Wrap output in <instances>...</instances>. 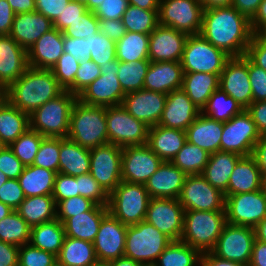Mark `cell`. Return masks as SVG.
Listing matches in <instances>:
<instances>
[{
  "instance_id": "1",
  "label": "cell",
  "mask_w": 266,
  "mask_h": 266,
  "mask_svg": "<svg viewBox=\"0 0 266 266\" xmlns=\"http://www.w3.org/2000/svg\"><path fill=\"white\" fill-rule=\"evenodd\" d=\"M200 34L230 57L245 55L254 35L250 20L232 5L203 11Z\"/></svg>"
},
{
  "instance_id": "2",
  "label": "cell",
  "mask_w": 266,
  "mask_h": 266,
  "mask_svg": "<svg viewBox=\"0 0 266 266\" xmlns=\"http://www.w3.org/2000/svg\"><path fill=\"white\" fill-rule=\"evenodd\" d=\"M63 91L51 69L28 67L25 73L7 88L6 99L30 115Z\"/></svg>"
},
{
  "instance_id": "3",
  "label": "cell",
  "mask_w": 266,
  "mask_h": 266,
  "mask_svg": "<svg viewBox=\"0 0 266 266\" xmlns=\"http://www.w3.org/2000/svg\"><path fill=\"white\" fill-rule=\"evenodd\" d=\"M67 138L89 149L107 144L106 107L86 105L77 99L71 110Z\"/></svg>"
},
{
  "instance_id": "4",
  "label": "cell",
  "mask_w": 266,
  "mask_h": 266,
  "mask_svg": "<svg viewBox=\"0 0 266 266\" xmlns=\"http://www.w3.org/2000/svg\"><path fill=\"white\" fill-rule=\"evenodd\" d=\"M226 223L225 211H185L180 241L201 253L210 252Z\"/></svg>"
},
{
  "instance_id": "5",
  "label": "cell",
  "mask_w": 266,
  "mask_h": 266,
  "mask_svg": "<svg viewBox=\"0 0 266 266\" xmlns=\"http://www.w3.org/2000/svg\"><path fill=\"white\" fill-rule=\"evenodd\" d=\"M77 96L64 90L30 114V128L44 137L65 138Z\"/></svg>"
},
{
  "instance_id": "6",
  "label": "cell",
  "mask_w": 266,
  "mask_h": 266,
  "mask_svg": "<svg viewBox=\"0 0 266 266\" xmlns=\"http://www.w3.org/2000/svg\"><path fill=\"white\" fill-rule=\"evenodd\" d=\"M171 242L169 237L143 220L127 226L124 256L143 266H153Z\"/></svg>"
},
{
  "instance_id": "7",
  "label": "cell",
  "mask_w": 266,
  "mask_h": 266,
  "mask_svg": "<svg viewBox=\"0 0 266 266\" xmlns=\"http://www.w3.org/2000/svg\"><path fill=\"white\" fill-rule=\"evenodd\" d=\"M150 196L144 184L121 183L109 194L108 211L122 224L145 220Z\"/></svg>"
},
{
  "instance_id": "8",
  "label": "cell",
  "mask_w": 266,
  "mask_h": 266,
  "mask_svg": "<svg viewBox=\"0 0 266 266\" xmlns=\"http://www.w3.org/2000/svg\"><path fill=\"white\" fill-rule=\"evenodd\" d=\"M229 58V55L213 46L201 34H195L187 37L180 63L184 73H212L220 76Z\"/></svg>"
},
{
  "instance_id": "9",
  "label": "cell",
  "mask_w": 266,
  "mask_h": 266,
  "mask_svg": "<svg viewBox=\"0 0 266 266\" xmlns=\"http://www.w3.org/2000/svg\"><path fill=\"white\" fill-rule=\"evenodd\" d=\"M108 143L121 148L147 144L149 127L135 119L122 105L106 107Z\"/></svg>"
},
{
  "instance_id": "10",
  "label": "cell",
  "mask_w": 266,
  "mask_h": 266,
  "mask_svg": "<svg viewBox=\"0 0 266 266\" xmlns=\"http://www.w3.org/2000/svg\"><path fill=\"white\" fill-rule=\"evenodd\" d=\"M101 75L94 80L77 99L90 106L121 105L126 95L118 80L119 61L117 59L100 66Z\"/></svg>"
},
{
  "instance_id": "11",
  "label": "cell",
  "mask_w": 266,
  "mask_h": 266,
  "mask_svg": "<svg viewBox=\"0 0 266 266\" xmlns=\"http://www.w3.org/2000/svg\"><path fill=\"white\" fill-rule=\"evenodd\" d=\"M159 24L189 35L200 34L203 8L199 0H159Z\"/></svg>"
},
{
  "instance_id": "12",
  "label": "cell",
  "mask_w": 266,
  "mask_h": 266,
  "mask_svg": "<svg viewBox=\"0 0 266 266\" xmlns=\"http://www.w3.org/2000/svg\"><path fill=\"white\" fill-rule=\"evenodd\" d=\"M254 241L253 227L226 223L211 252L220 258L249 265Z\"/></svg>"
},
{
  "instance_id": "13",
  "label": "cell",
  "mask_w": 266,
  "mask_h": 266,
  "mask_svg": "<svg viewBox=\"0 0 266 266\" xmlns=\"http://www.w3.org/2000/svg\"><path fill=\"white\" fill-rule=\"evenodd\" d=\"M89 173L110 194L122 181V148L111 143L91 148Z\"/></svg>"
},
{
  "instance_id": "14",
  "label": "cell",
  "mask_w": 266,
  "mask_h": 266,
  "mask_svg": "<svg viewBox=\"0 0 266 266\" xmlns=\"http://www.w3.org/2000/svg\"><path fill=\"white\" fill-rule=\"evenodd\" d=\"M178 201L185 211H225V195L201 174L187 175Z\"/></svg>"
},
{
  "instance_id": "15",
  "label": "cell",
  "mask_w": 266,
  "mask_h": 266,
  "mask_svg": "<svg viewBox=\"0 0 266 266\" xmlns=\"http://www.w3.org/2000/svg\"><path fill=\"white\" fill-rule=\"evenodd\" d=\"M261 135L251 115L244 109L229 121L224 122L221 136V151L237 153L240 156L252 154L254 145Z\"/></svg>"
},
{
  "instance_id": "16",
  "label": "cell",
  "mask_w": 266,
  "mask_h": 266,
  "mask_svg": "<svg viewBox=\"0 0 266 266\" xmlns=\"http://www.w3.org/2000/svg\"><path fill=\"white\" fill-rule=\"evenodd\" d=\"M227 223L255 227L266 217V197L262 190L225 196Z\"/></svg>"
},
{
  "instance_id": "17",
  "label": "cell",
  "mask_w": 266,
  "mask_h": 266,
  "mask_svg": "<svg viewBox=\"0 0 266 266\" xmlns=\"http://www.w3.org/2000/svg\"><path fill=\"white\" fill-rule=\"evenodd\" d=\"M185 210L178 199L151 198L145 221L172 241H180L184 229Z\"/></svg>"
},
{
  "instance_id": "18",
  "label": "cell",
  "mask_w": 266,
  "mask_h": 266,
  "mask_svg": "<svg viewBox=\"0 0 266 266\" xmlns=\"http://www.w3.org/2000/svg\"><path fill=\"white\" fill-rule=\"evenodd\" d=\"M219 88L232 97L243 109L252 103L248 58L230 57L219 76Z\"/></svg>"
},
{
  "instance_id": "19",
  "label": "cell",
  "mask_w": 266,
  "mask_h": 266,
  "mask_svg": "<svg viewBox=\"0 0 266 266\" xmlns=\"http://www.w3.org/2000/svg\"><path fill=\"white\" fill-rule=\"evenodd\" d=\"M127 225L108 212L93 241L98 262L108 263L124 256Z\"/></svg>"
},
{
  "instance_id": "20",
  "label": "cell",
  "mask_w": 266,
  "mask_h": 266,
  "mask_svg": "<svg viewBox=\"0 0 266 266\" xmlns=\"http://www.w3.org/2000/svg\"><path fill=\"white\" fill-rule=\"evenodd\" d=\"M163 161L147 146L122 148V181L145 184Z\"/></svg>"
},
{
  "instance_id": "21",
  "label": "cell",
  "mask_w": 266,
  "mask_h": 266,
  "mask_svg": "<svg viewBox=\"0 0 266 266\" xmlns=\"http://www.w3.org/2000/svg\"><path fill=\"white\" fill-rule=\"evenodd\" d=\"M187 37L188 35L183 32L159 24L149 34V61L180 62Z\"/></svg>"
},
{
  "instance_id": "22",
  "label": "cell",
  "mask_w": 266,
  "mask_h": 266,
  "mask_svg": "<svg viewBox=\"0 0 266 266\" xmlns=\"http://www.w3.org/2000/svg\"><path fill=\"white\" fill-rule=\"evenodd\" d=\"M166 99L167 94L141 89L126 94L121 105L135 119L151 127L159 123Z\"/></svg>"
},
{
  "instance_id": "23",
  "label": "cell",
  "mask_w": 266,
  "mask_h": 266,
  "mask_svg": "<svg viewBox=\"0 0 266 266\" xmlns=\"http://www.w3.org/2000/svg\"><path fill=\"white\" fill-rule=\"evenodd\" d=\"M200 113L201 110L183 89L174 90L167 94L165 108L157 125L186 131Z\"/></svg>"
},
{
  "instance_id": "24",
  "label": "cell",
  "mask_w": 266,
  "mask_h": 266,
  "mask_svg": "<svg viewBox=\"0 0 266 266\" xmlns=\"http://www.w3.org/2000/svg\"><path fill=\"white\" fill-rule=\"evenodd\" d=\"M27 50L10 35L0 36V83L7 89L28 68Z\"/></svg>"
},
{
  "instance_id": "25",
  "label": "cell",
  "mask_w": 266,
  "mask_h": 266,
  "mask_svg": "<svg viewBox=\"0 0 266 266\" xmlns=\"http://www.w3.org/2000/svg\"><path fill=\"white\" fill-rule=\"evenodd\" d=\"M186 177L171 161H163L144 186L150 198L178 199Z\"/></svg>"
},
{
  "instance_id": "26",
  "label": "cell",
  "mask_w": 266,
  "mask_h": 266,
  "mask_svg": "<svg viewBox=\"0 0 266 266\" xmlns=\"http://www.w3.org/2000/svg\"><path fill=\"white\" fill-rule=\"evenodd\" d=\"M184 71L180 62H151L143 89L168 94L182 88Z\"/></svg>"
},
{
  "instance_id": "27",
  "label": "cell",
  "mask_w": 266,
  "mask_h": 266,
  "mask_svg": "<svg viewBox=\"0 0 266 266\" xmlns=\"http://www.w3.org/2000/svg\"><path fill=\"white\" fill-rule=\"evenodd\" d=\"M53 22L37 11L16 14L10 36L27 51L46 32L53 29Z\"/></svg>"
},
{
  "instance_id": "28",
  "label": "cell",
  "mask_w": 266,
  "mask_h": 266,
  "mask_svg": "<svg viewBox=\"0 0 266 266\" xmlns=\"http://www.w3.org/2000/svg\"><path fill=\"white\" fill-rule=\"evenodd\" d=\"M64 33L56 28L43 34L27 51L28 66L52 69L64 53Z\"/></svg>"
},
{
  "instance_id": "29",
  "label": "cell",
  "mask_w": 266,
  "mask_h": 266,
  "mask_svg": "<svg viewBox=\"0 0 266 266\" xmlns=\"http://www.w3.org/2000/svg\"><path fill=\"white\" fill-rule=\"evenodd\" d=\"M223 127V122L216 121L200 113L186 129V140L209 154L221 151Z\"/></svg>"
},
{
  "instance_id": "30",
  "label": "cell",
  "mask_w": 266,
  "mask_h": 266,
  "mask_svg": "<svg viewBox=\"0 0 266 266\" xmlns=\"http://www.w3.org/2000/svg\"><path fill=\"white\" fill-rule=\"evenodd\" d=\"M186 141V131L155 125L148 129L146 145L162 161H172Z\"/></svg>"
},
{
  "instance_id": "31",
  "label": "cell",
  "mask_w": 266,
  "mask_h": 266,
  "mask_svg": "<svg viewBox=\"0 0 266 266\" xmlns=\"http://www.w3.org/2000/svg\"><path fill=\"white\" fill-rule=\"evenodd\" d=\"M262 175L254 158L242 156L236 163L227 188V195L254 192L260 190Z\"/></svg>"
},
{
  "instance_id": "32",
  "label": "cell",
  "mask_w": 266,
  "mask_h": 266,
  "mask_svg": "<svg viewBox=\"0 0 266 266\" xmlns=\"http://www.w3.org/2000/svg\"><path fill=\"white\" fill-rule=\"evenodd\" d=\"M108 206L95 205L90 211L68 218L64 223L65 236L93 243Z\"/></svg>"
},
{
  "instance_id": "33",
  "label": "cell",
  "mask_w": 266,
  "mask_h": 266,
  "mask_svg": "<svg viewBox=\"0 0 266 266\" xmlns=\"http://www.w3.org/2000/svg\"><path fill=\"white\" fill-rule=\"evenodd\" d=\"M241 157L237 153L226 151L212 153L201 175L226 196L230 175Z\"/></svg>"
},
{
  "instance_id": "34",
  "label": "cell",
  "mask_w": 266,
  "mask_h": 266,
  "mask_svg": "<svg viewBox=\"0 0 266 266\" xmlns=\"http://www.w3.org/2000/svg\"><path fill=\"white\" fill-rule=\"evenodd\" d=\"M90 172V149L73 140L60 138L59 173L80 176Z\"/></svg>"
},
{
  "instance_id": "35",
  "label": "cell",
  "mask_w": 266,
  "mask_h": 266,
  "mask_svg": "<svg viewBox=\"0 0 266 266\" xmlns=\"http://www.w3.org/2000/svg\"><path fill=\"white\" fill-rule=\"evenodd\" d=\"M30 128V115L22 112L7 99L0 104V140L10 146Z\"/></svg>"
},
{
  "instance_id": "36",
  "label": "cell",
  "mask_w": 266,
  "mask_h": 266,
  "mask_svg": "<svg viewBox=\"0 0 266 266\" xmlns=\"http://www.w3.org/2000/svg\"><path fill=\"white\" fill-rule=\"evenodd\" d=\"M219 88V76L212 73H184L182 88L199 110Z\"/></svg>"
},
{
  "instance_id": "37",
  "label": "cell",
  "mask_w": 266,
  "mask_h": 266,
  "mask_svg": "<svg viewBox=\"0 0 266 266\" xmlns=\"http://www.w3.org/2000/svg\"><path fill=\"white\" fill-rule=\"evenodd\" d=\"M16 212L32 228L56 219V203L50 195L25 197Z\"/></svg>"
},
{
  "instance_id": "38",
  "label": "cell",
  "mask_w": 266,
  "mask_h": 266,
  "mask_svg": "<svg viewBox=\"0 0 266 266\" xmlns=\"http://www.w3.org/2000/svg\"><path fill=\"white\" fill-rule=\"evenodd\" d=\"M56 172L35 165L25 166L18 182L25 197L52 196Z\"/></svg>"
},
{
  "instance_id": "39",
  "label": "cell",
  "mask_w": 266,
  "mask_h": 266,
  "mask_svg": "<svg viewBox=\"0 0 266 266\" xmlns=\"http://www.w3.org/2000/svg\"><path fill=\"white\" fill-rule=\"evenodd\" d=\"M64 239V225L56 218L32 227L29 243L36 248L58 256Z\"/></svg>"
},
{
  "instance_id": "40",
  "label": "cell",
  "mask_w": 266,
  "mask_h": 266,
  "mask_svg": "<svg viewBox=\"0 0 266 266\" xmlns=\"http://www.w3.org/2000/svg\"><path fill=\"white\" fill-rule=\"evenodd\" d=\"M57 261L63 266H91L98 262L92 242L67 236Z\"/></svg>"
},
{
  "instance_id": "41",
  "label": "cell",
  "mask_w": 266,
  "mask_h": 266,
  "mask_svg": "<svg viewBox=\"0 0 266 266\" xmlns=\"http://www.w3.org/2000/svg\"><path fill=\"white\" fill-rule=\"evenodd\" d=\"M149 35L126 31L116 42V58L122 62H136L148 59Z\"/></svg>"
},
{
  "instance_id": "42",
  "label": "cell",
  "mask_w": 266,
  "mask_h": 266,
  "mask_svg": "<svg viewBox=\"0 0 266 266\" xmlns=\"http://www.w3.org/2000/svg\"><path fill=\"white\" fill-rule=\"evenodd\" d=\"M202 253L181 241H172L153 266H200Z\"/></svg>"
},
{
  "instance_id": "43",
  "label": "cell",
  "mask_w": 266,
  "mask_h": 266,
  "mask_svg": "<svg viewBox=\"0 0 266 266\" xmlns=\"http://www.w3.org/2000/svg\"><path fill=\"white\" fill-rule=\"evenodd\" d=\"M244 109L220 88L215 90L208 99L201 113L219 122H227Z\"/></svg>"
},
{
  "instance_id": "44",
  "label": "cell",
  "mask_w": 266,
  "mask_h": 266,
  "mask_svg": "<svg viewBox=\"0 0 266 266\" xmlns=\"http://www.w3.org/2000/svg\"><path fill=\"white\" fill-rule=\"evenodd\" d=\"M209 157L210 154L207 151L186 141L171 162L186 175H197L202 174Z\"/></svg>"
},
{
  "instance_id": "45",
  "label": "cell",
  "mask_w": 266,
  "mask_h": 266,
  "mask_svg": "<svg viewBox=\"0 0 266 266\" xmlns=\"http://www.w3.org/2000/svg\"><path fill=\"white\" fill-rule=\"evenodd\" d=\"M30 233L31 227L16 210L0 220V240L3 242L20 247L29 243Z\"/></svg>"
},
{
  "instance_id": "46",
  "label": "cell",
  "mask_w": 266,
  "mask_h": 266,
  "mask_svg": "<svg viewBox=\"0 0 266 266\" xmlns=\"http://www.w3.org/2000/svg\"><path fill=\"white\" fill-rule=\"evenodd\" d=\"M159 10H144L130 5L122 16L126 31L150 34L159 25Z\"/></svg>"
},
{
  "instance_id": "47",
  "label": "cell",
  "mask_w": 266,
  "mask_h": 266,
  "mask_svg": "<svg viewBox=\"0 0 266 266\" xmlns=\"http://www.w3.org/2000/svg\"><path fill=\"white\" fill-rule=\"evenodd\" d=\"M150 63L149 60H138L134 63L119 61L117 76L125 94L143 89Z\"/></svg>"
},
{
  "instance_id": "48",
  "label": "cell",
  "mask_w": 266,
  "mask_h": 266,
  "mask_svg": "<svg viewBox=\"0 0 266 266\" xmlns=\"http://www.w3.org/2000/svg\"><path fill=\"white\" fill-rule=\"evenodd\" d=\"M45 137L29 128L9 147L24 166L33 165L40 144Z\"/></svg>"
},
{
  "instance_id": "49",
  "label": "cell",
  "mask_w": 266,
  "mask_h": 266,
  "mask_svg": "<svg viewBox=\"0 0 266 266\" xmlns=\"http://www.w3.org/2000/svg\"><path fill=\"white\" fill-rule=\"evenodd\" d=\"M80 61L72 55L64 52L57 63L51 69L59 85L75 95V75L79 68Z\"/></svg>"
},
{
  "instance_id": "50",
  "label": "cell",
  "mask_w": 266,
  "mask_h": 266,
  "mask_svg": "<svg viewBox=\"0 0 266 266\" xmlns=\"http://www.w3.org/2000/svg\"><path fill=\"white\" fill-rule=\"evenodd\" d=\"M60 138L45 137L33 165L59 173Z\"/></svg>"
},
{
  "instance_id": "51",
  "label": "cell",
  "mask_w": 266,
  "mask_h": 266,
  "mask_svg": "<svg viewBox=\"0 0 266 266\" xmlns=\"http://www.w3.org/2000/svg\"><path fill=\"white\" fill-rule=\"evenodd\" d=\"M86 40H88L89 51H91L90 59L99 67L105 65L106 62L117 59L116 42L100 31Z\"/></svg>"
},
{
  "instance_id": "52",
  "label": "cell",
  "mask_w": 266,
  "mask_h": 266,
  "mask_svg": "<svg viewBox=\"0 0 266 266\" xmlns=\"http://www.w3.org/2000/svg\"><path fill=\"white\" fill-rule=\"evenodd\" d=\"M76 182L78 183V196L86 197L97 205L108 206L109 194L90 173L76 176Z\"/></svg>"
},
{
  "instance_id": "53",
  "label": "cell",
  "mask_w": 266,
  "mask_h": 266,
  "mask_svg": "<svg viewBox=\"0 0 266 266\" xmlns=\"http://www.w3.org/2000/svg\"><path fill=\"white\" fill-rule=\"evenodd\" d=\"M56 261V255L36 248L30 243L19 247L18 266H52Z\"/></svg>"
},
{
  "instance_id": "54",
  "label": "cell",
  "mask_w": 266,
  "mask_h": 266,
  "mask_svg": "<svg viewBox=\"0 0 266 266\" xmlns=\"http://www.w3.org/2000/svg\"><path fill=\"white\" fill-rule=\"evenodd\" d=\"M99 32V19L94 12L87 11L82 18L77 19L67 29L64 35L72 38L89 39Z\"/></svg>"
},
{
  "instance_id": "55",
  "label": "cell",
  "mask_w": 266,
  "mask_h": 266,
  "mask_svg": "<svg viewBox=\"0 0 266 266\" xmlns=\"http://www.w3.org/2000/svg\"><path fill=\"white\" fill-rule=\"evenodd\" d=\"M95 205V202L80 195L67 198L56 204V218L64 223L72 216L90 211Z\"/></svg>"
},
{
  "instance_id": "56",
  "label": "cell",
  "mask_w": 266,
  "mask_h": 266,
  "mask_svg": "<svg viewBox=\"0 0 266 266\" xmlns=\"http://www.w3.org/2000/svg\"><path fill=\"white\" fill-rule=\"evenodd\" d=\"M100 75V67L91 59L80 62L75 75V95L78 96Z\"/></svg>"
},
{
  "instance_id": "57",
  "label": "cell",
  "mask_w": 266,
  "mask_h": 266,
  "mask_svg": "<svg viewBox=\"0 0 266 266\" xmlns=\"http://www.w3.org/2000/svg\"><path fill=\"white\" fill-rule=\"evenodd\" d=\"M52 196L55 203L78 196L76 177L56 173Z\"/></svg>"
},
{
  "instance_id": "58",
  "label": "cell",
  "mask_w": 266,
  "mask_h": 266,
  "mask_svg": "<svg viewBox=\"0 0 266 266\" xmlns=\"http://www.w3.org/2000/svg\"><path fill=\"white\" fill-rule=\"evenodd\" d=\"M248 73L252 89V102L266 101V71L248 59Z\"/></svg>"
},
{
  "instance_id": "59",
  "label": "cell",
  "mask_w": 266,
  "mask_h": 266,
  "mask_svg": "<svg viewBox=\"0 0 266 266\" xmlns=\"http://www.w3.org/2000/svg\"><path fill=\"white\" fill-rule=\"evenodd\" d=\"M87 11L86 5L71 0L59 17L53 22V26L63 32L77 19L82 18Z\"/></svg>"
},
{
  "instance_id": "60",
  "label": "cell",
  "mask_w": 266,
  "mask_h": 266,
  "mask_svg": "<svg viewBox=\"0 0 266 266\" xmlns=\"http://www.w3.org/2000/svg\"><path fill=\"white\" fill-rule=\"evenodd\" d=\"M25 196L17 179H9L0 187V201L16 210Z\"/></svg>"
},
{
  "instance_id": "61",
  "label": "cell",
  "mask_w": 266,
  "mask_h": 266,
  "mask_svg": "<svg viewBox=\"0 0 266 266\" xmlns=\"http://www.w3.org/2000/svg\"><path fill=\"white\" fill-rule=\"evenodd\" d=\"M24 167L25 166L15 156L9 146H6L0 152V171L3 172L8 179H18L22 174Z\"/></svg>"
},
{
  "instance_id": "62",
  "label": "cell",
  "mask_w": 266,
  "mask_h": 266,
  "mask_svg": "<svg viewBox=\"0 0 266 266\" xmlns=\"http://www.w3.org/2000/svg\"><path fill=\"white\" fill-rule=\"evenodd\" d=\"M128 6V0H103L94 13L99 20H120Z\"/></svg>"
},
{
  "instance_id": "63",
  "label": "cell",
  "mask_w": 266,
  "mask_h": 266,
  "mask_svg": "<svg viewBox=\"0 0 266 266\" xmlns=\"http://www.w3.org/2000/svg\"><path fill=\"white\" fill-rule=\"evenodd\" d=\"M64 52L70 54L76 60L82 62L91 57V51H89L88 40L84 38H72L63 36Z\"/></svg>"
},
{
  "instance_id": "64",
  "label": "cell",
  "mask_w": 266,
  "mask_h": 266,
  "mask_svg": "<svg viewBox=\"0 0 266 266\" xmlns=\"http://www.w3.org/2000/svg\"><path fill=\"white\" fill-rule=\"evenodd\" d=\"M71 0H35V11L54 22Z\"/></svg>"
},
{
  "instance_id": "65",
  "label": "cell",
  "mask_w": 266,
  "mask_h": 266,
  "mask_svg": "<svg viewBox=\"0 0 266 266\" xmlns=\"http://www.w3.org/2000/svg\"><path fill=\"white\" fill-rule=\"evenodd\" d=\"M245 56L258 67L266 71V46L253 35Z\"/></svg>"
},
{
  "instance_id": "66",
  "label": "cell",
  "mask_w": 266,
  "mask_h": 266,
  "mask_svg": "<svg viewBox=\"0 0 266 266\" xmlns=\"http://www.w3.org/2000/svg\"><path fill=\"white\" fill-rule=\"evenodd\" d=\"M99 31L115 42L126 34V29L121 19L99 20Z\"/></svg>"
},
{
  "instance_id": "67",
  "label": "cell",
  "mask_w": 266,
  "mask_h": 266,
  "mask_svg": "<svg viewBox=\"0 0 266 266\" xmlns=\"http://www.w3.org/2000/svg\"><path fill=\"white\" fill-rule=\"evenodd\" d=\"M246 111L251 115L261 136H266V101L252 102Z\"/></svg>"
},
{
  "instance_id": "68",
  "label": "cell",
  "mask_w": 266,
  "mask_h": 266,
  "mask_svg": "<svg viewBox=\"0 0 266 266\" xmlns=\"http://www.w3.org/2000/svg\"><path fill=\"white\" fill-rule=\"evenodd\" d=\"M15 13L7 0H0V36L9 35Z\"/></svg>"
},
{
  "instance_id": "69",
  "label": "cell",
  "mask_w": 266,
  "mask_h": 266,
  "mask_svg": "<svg viewBox=\"0 0 266 266\" xmlns=\"http://www.w3.org/2000/svg\"><path fill=\"white\" fill-rule=\"evenodd\" d=\"M19 246L0 240V266H18Z\"/></svg>"
},
{
  "instance_id": "70",
  "label": "cell",
  "mask_w": 266,
  "mask_h": 266,
  "mask_svg": "<svg viewBox=\"0 0 266 266\" xmlns=\"http://www.w3.org/2000/svg\"><path fill=\"white\" fill-rule=\"evenodd\" d=\"M251 156L257 163L262 178H266V136H261L259 141L254 145Z\"/></svg>"
},
{
  "instance_id": "71",
  "label": "cell",
  "mask_w": 266,
  "mask_h": 266,
  "mask_svg": "<svg viewBox=\"0 0 266 266\" xmlns=\"http://www.w3.org/2000/svg\"><path fill=\"white\" fill-rule=\"evenodd\" d=\"M261 2L262 0H233L232 6L251 20L258 11Z\"/></svg>"
},
{
  "instance_id": "72",
  "label": "cell",
  "mask_w": 266,
  "mask_h": 266,
  "mask_svg": "<svg viewBox=\"0 0 266 266\" xmlns=\"http://www.w3.org/2000/svg\"><path fill=\"white\" fill-rule=\"evenodd\" d=\"M248 266H266V243L255 239Z\"/></svg>"
},
{
  "instance_id": "73",
  "label": "cell",
  "mask_w": 266,
  "mask_h": 266,
  "mask_svg": "<svg viewBox=\"0 0 266 266\" xmlns=\"http://www.w3.org/2000/svg\"><path fill=\"white\" fill-rule=\"evenodd\" d=\"M200 266H248L215 256L211 251L202 253Z\"/></svg>"
},
{
  "instance_id": "74",
  "label": "cell",
  "mask_w": 266,
  "mask_h": 266,
  "mask_svg": "<svg viewBox=\"0 0 266 266\" xmlns=\"http://www.w3.org/2000/svg\"><path fill=\"white\" fill-rule=\"evenodd\" d=\"M250 26L254 35L260 29L266 27V0H262V2L260 3L258 11L250 20Z\"/></svg>"
},
{
  "instance_id": "75",
  "label": "cell",
  "mask_w": 266,
  "mask_h": 266,
  "mask_svg": "<svg viewBox=\"0 0 266 266\" xmlns=\"http://www.w3.org/2000/svg\"><path fill=\"white\" fill-rule=\"evenodd\" d=\"M7 2L10 4L15 15L35 11V0H7Z\"/></svg>"
},
{
  "instance_id": "76",
  "label": "cell",
  "mask_w": 266,
  "mask_h": 266,
  "mask_svg": "<svg viewBox=\"0 0 266 266\" xmlns=\"http://www.w3.org/2000/svg\"><path fill=\"white\" fill-rule=\"evenodd\" d=\"M128 2L144 10H159V0H128Z\"/></svg>"
},
{
  "instance_id": "77",
  "label": "cell",
  "mask_w": 266,
  "mask_h": 266,
  "mask_svg": "<svg viewBox=\"0 0 266 266\" xmlns=\"http://www.w3.org/2000/svg\"><path fill=\"white\" fill-rule=\"evenodd\" d=\"M202 5L203 11L218 8V7H227L231 6L233 0H199Z\"/></svg>"
},
{
  "instance_id": "78",
  "label": "cell",
  "mask_w": 266,
  "mask_h": 266,
  "mask_svg": "<svg viewBox=\"0 0 266 266\" xmlns=\"http://www.w3.org/2000/svg\"><path fill=\"white\" fill-rule=\"evenodd\" d=\"M255 239L266 243V217L254 227Z\"/></svg>"
},
{
  "instance_id": "79",
  "label": "cell",
  "mask_w": 266,
  "mask_h": 266,
  "mask_svg": "<svg viewBox=\"0 0 266 266\" xmlns=\"http://www.w3.org/2000/svg\"><path fill=\"white\" fill-rule=\"evenodd\" d=\"M108 266H143L141 263L128 257H120L107 263Z\"/></svg>"
},
{
  "instance_id": "80",
  "label": "cell",
  "mask_w": 266,
  "mask_h": 266,
  "mask_svg": "<svg viewBox=\"0 0 266 266\" xmlns=\"http://www.w3.org/2000/svg\"><path fill=\"white\" fill-rule=\"evenodd\" d=\"M13 210L0 201V220L9 215Z\"/></svg>"
}]
</instances>
